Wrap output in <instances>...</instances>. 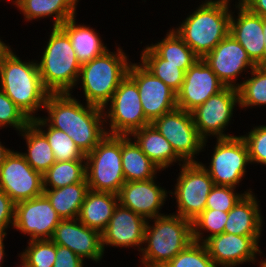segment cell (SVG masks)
<instances>
[{"label": "cell", "mask_w": 266, "mask_h": 267, "mask_svg": "<svg viewBox=\"0 0 266 267\" xmlns=\"http://www.w3.org/2000/svg\"><path fill=\"white\" fill-rule=\"evenodd\" d=\"M72 93H50L44 105L48 116L43 119L66 132L86 156L107 135L104 112L86 102L84 106Z\"/></svg>", "instance_id": "1"}, {"label": "cell", "mask_w": 266, "mask_h": 267, "mask_svg": "<svg viewBox=\"0 0 266 267\" xmlns=\"http://www.w3.org/2000/svg\"><path fill=\"white\" fill-rule=\"evenodd\" d=\"M0 89L30 120L37 117L39 109H44L50 94L43 85L37 62L23 61L11 47L0 58Z\"/></svg>", "instance_id": "2"}, {"label": "cell", "mask_w": 266, "mask_h": 267, "mask_svg": "<svg viewBox=\"0 0 266 267\" xmlns=\"http://www.w3.org/2000/svg\"><path fill=\"white\" fill-rule=\"evenodd\" d=\"M230 0H205L181 24L172 28L202 59L230 32Z\"/></svg>", "instance_id": "3"}, {"label": "cell", "mask_w": 266, "mask_h": 267, "mask_svg": "<svg viewBox=\"0 0 266 267\" xmlns=\"http://www.w3.org/2000/svg\"><path fill=\"white\" fill-rule=\"evenodd\" d=\"M192 242L190 220L175 213L157 216L147 220L140 262L144 267H163Z\"/></svg>", "instance_id": "4"}, {"label": "cell", "mask_w": 266, "mask_h": 267, "mask_svg": "<svg viewBox=\"0 0 266 267\" xmlns=\"http://www.w3.org/2000/svg\"><path fill=\"white\" fill-rule=\"evenodd\" d=\"M116 49V52L107 50L90 62L81 65L76 85L81 84L87 104L104 108L113 97L120 82L127 76L131 63L129 56L121 47Z\"/></svg>", "instance_id": "5"}, {"label": "cell", "mask_w": 266, "mask_h": 267, "mask_svg": "<svg viewBox=\"0 0 266 267\" xmlns=\"http://www.w3.org/2000/svg\"><path fill=\"white\" fill-rule=\"evenodd\" d=\"M41 60L36 61L44 87L50 93H71L75 89L81 65L68 35L53 27Z\"/></svg>", "instance_id": "6"}, {"label": "cell", "mask_w": 266, "mask_h": 267, "mask_svg": "<svg viewBox=\"0 0 266 267\" xmlns=\"http://www.w3.org/2000/svg\"><path fill=\"white\" fill-rule=\"evenodd\" d=\"M85 161L89 189L118 195L126 182L122 170L121 135L107 134L85 156Z\"/></svg>", "instance_id": "7"}, {"label": "cell", "mask_w": 266, "mask_h": 267, "mask_svg": "<svg viewBox=\"0 0 266 267\" xmlns=\"http://www.w3.org/2000/svg\"><path fill=\"white\" fill-rule=\"evenodd\" d=\"M109 102L103 108L105 127L109 124L110 128L106 127L107 134L129 136L151 124L143 112L139 89L128 75L120 82Z\"/></svg>", "instance_id": "8"}, {"label": "cell", "mask_w": 266, "mask_h": 267, "mask_svg": "<svg viewBox=\"0 0 266 267\" xmlns=\"http://www.w3.org/2000/svg\"><path fill=\"white\" fill-rule=\"evenodd\" d=\"M180 167L174 191L169 195H175L176 215L192 222L205 210L214 182L199 162L184 163Z\"/></svg>", "instance_id": "9"}, {"label": "cell", "mask_w": 266, "mask_h": 267, "mask_svg": "<svg viewBox=\"0 0 266 267\" xmlns=\"http://www.w3.org/2000/svg\"><path fill=\"white\" fill-rule=\"evenodd\" d=\"M216 141L209 166L199 163L213 179L214 185L236 188L244 179L247 165L251 164L247 144L241 136Z\"/></svg>", "instance_id": "10"}, {"label": "cell", "mask_w": 266, "mask_h": 267, "mask_svg": "<svg viewBox=\"0 0 266 267\" xmlns=\"http://www.w3.org/2000/svg\"><path fill=\"white\" fill-rule=\"evenodd\" d=\"M151 124L169 141L175 153L185 163L199 162L195 160V156L204 151L208 140L199 135L191 112L176 108Z\"/></svg>", "instance_id": "11"}, {"label": "cell", "mask_w": 266, "mask_h": 267, "mask_svg": "<svg viewBox=\"0 0 266 267\" xmlns=\"http://www.w3.org/2000/svg\"><path fill=\"white\" fill-rule=\"evenodd\" d=\"M236 104L239 106L238 90L225 87L194 109L191 113L199 135L204 140L212 136L216 139L234 137L229 133L225 134L224 131L227 129L226 126L231 124Z\"/></svg>", "instance_id": "12"}, {"label": "cell", "mask_w": 266, "mask_h": 267, "mask_svg": "<svg viewBox=\"0 0 266 267\" xmlns=\"http://www.w3.org/2000/svg\"><path fill=\"white\" fill-rule=\"evenodd\" d=\"M0 189L15 203L43 195V175L19 152L12 150L0 166Z\"/></svg>", "instance_id": "13"}, {"label": "cell", "mask_w": 266, "mask_h": 267, "mask_svg": "<svg viewBox=\"0 0 266 267\" xmlns=\"http://www.w3.org/2000/svg\"><path fill=\"white\" fill-rule=\"evenodd\" d=\"M127 75L139 89L143 112L150 123L177 108V93L156 78L140 62H131Z\"/></svg>", "instance_id": "14"}, {"label": "cell", "mask_w": 266, "mask_h": 267, "mask_svg": "<svg viewBox=\"0 0 266 267\" xmlns=\"http://www.w3.org/2000/svg\"><path fill=\"white\" fill-rule=\"evenodd\" d=\"M61 220L51 202L43 194L16 203L13 228L28 235L29 240L51 239Z\"/></svg>", "instance_id": "15"}, {"label": "cell", "mask_w": 266, "mask_h": 267, "mask_svg": "<svg viewBox=\"0 0 266 267\" xmlns=\"http://www.w3.org/2000/svg\"><path fill=\"white\" fill-rule=\"evenodd\" d=\"M225 87L238 88L239 75L256 65L245 49L229 33L211 52L202 58Z\"/></svg>", "instance_id": "16"}, {"label": "cell", "mask_w": 266, "mask_h": 267, "mask_svg": "<svg viewBox=\"0 0 266 267\" xmlns=\"http://www.w3.org/2000/svg\"><path fill=\"white\" fill-rule=\"evenodd\" d=\"M259 239L222 233L208 238L203 244L216 267H237L247 262L256 263V255H262Z\"/></svg>", "instance_id": "17"}, {"label": "cell", "mask_w": 266, "mask_h": 267, "mask_svg": "<svg viewBox=\"0 0 266 267\" xmlns=\"http://www.w3.org/2000/svg\"><path fill=\"white\" fill-rule=\"evenodd\" d=\"M225 88L203 59H198L186 72L177 92V108L192 112L209 97Z\"/></svg>", "instance_id": "18"}, {"label": "cell", "mask_w": 266, "mask_h": 267, "mask_svg": "<svg viewBox=\"0 0 266 267\" xmlns=\"http://www.w3.org/2000/svg\"><path fill=\"white\" fill-rule=\"evenodd\" d=\"M51 240L56 245L69 248L83 261L88 258L97 263L104 256L101 233L85 226L78 218L62 219Z\"/></svg>", "instance_id": "19"}, {"label": "cell", "mask_w": 266, "mask_h": 267, "mask_svg": "<svg viewBox=\"0 0 266 267\" xmlns=\"http://www.w3.org/2000/svg\"><path fill=\"white\" fill-rule=\"evenodd\" d=\"M146 224L145 218L118 203L106 229L101 233L103 251L107 246H135L141 252Z\"/></svg>", "instance_id": "20"}, {"label": "cell", "mask_w": 266, "mask_h": 267, "mask_svg": "<svg viewBox=\"0 0 266 267\" xmlns=\"http://www.w3.org/2000/svg\"><path fill=\"white\" fill-rule=\"evenodd\" d=\"M155 178L125 182L118 194L119 203L146 220L164 215L161 209L169 191L157 185ZM160 210V211H159Z\"/></svg>", "instance_id": "21"}, {"label": "cell", "mask_w": 266, "mask_h": 267, "mask_svg": "<svg viewBox=\"0 0 266 267\" xmlns=\"http://www.w3.org/2000/svg\"><path fill=\"white\" fill-rule=\"evenodd\" d=\"M234 9H237L238 16L231 11L229 33L241 44L256 66H263V18L252 13L240 1L235 4Z\"/></svg>", "instance_id": "22"}, {"label": "cell", "mask_w": 266, "mask_h": 267, "mask_svg": "<svg viewBox=\"0 0 266 267\" xmlns=\"http://www.w3.org/2000/svg\"><path fill=\"white\" fill-rule=\"evenodd\" d=\"M257 197L253 192L245 194L228 212L224 233L261 237L263 217Z\"/></svg>", "instance_id": "23"}, {"label": "cell", "mask_w": 266, "mask_h": 267, "mask_svg": "<svg viewBox=\"0 0 266 267\" xmlns=\"http://www.w3.org/2000/svg\"><path fill=\"white\" fill-rule=\"evenodd\" d=\"M145 155L161 170L185 162L175 153L169 141L152 125L133 131L130 135Z\"/></svg>", "instance_id": "24"}, {"label": "cell", "mask_w": 266, "mask_h": 267, "mask_svg": "<svg viewBox=\"0 0 266 267\" xmlns=\"http://www.w3.org/2000/svg\"><path fill=\"white\" fill-rule=\"evenodd\" d=\"M60 28L68 35L80 65L109 50L95 29L89 25H77L76 16L66 20Z\"/></svg>", "instance_id": "25"}, {"label": "cell", "mask_w": 266, "mask_h": 267, "mask_svg": "<svg viewBox=\"0 0 266 267\" xmlns=\"http://www.w3.org/2000/svg\"><path fill=\"white\" fill-rule=\"evenodd\" d=\"M119 203L117 194L89 190L81 206L78 220L102 233Z\"/></svg>", "instance_id": "26"}, {"label": "cell", "mask_w": 266, "mask_h": 267, "mask_svg": "<svg viewBox=\"0 0 266 267\" xmlns=\"http://www.w3.org/2000/svg\"><path fill=\"white\" fill-rule=\"evenodd\" d=\"M79 0H22L16 5L25 21L53 17V27H60L66 20L76 16Z\"/></svg>", "instance_id": "27"}, {"label": "cell", "mask_w": 266, "mask_h": 267, "mask_svg": "<svg viewBox=\"0 0 266 267\" xmlns=\"http://www.w3.org/2000/svg\"><path fill=\"white\" fill-rule=\"evenodd\" d=\"M121 156L126 182L152 179L161 171L130 136L121 135Z\"/></svg>", "instance_id": "28"}, {"label": "cell", "mask_w": 266, "mask_h": 267, "mask_svg": "<svg viewBox=\"0 0 266 267\" xmlns=\"http://www.w3.org/2000/svg\"><path fill=\"white\" fill-rule=\"evenodd\" d=\"M87 180L56 189H44L43 194L62 219L78 218L89 191Z\"/></svg>", "instance_id": "29"}, {"label": "cell", "mask_w": 266, "mask_h": 267, "mask_svg": "<svg viewBox=\"0 0 266 267\" xmlns=\"http://www.w3.org/2000/svg\"><path fill=\"white\" fill-rule=\"evenodd\" d=\"M26 141V152H20L27 163L42 175L56 162L46 136L30 122L20 133Z\"/></svg>", "instance_id": "30"}, {"label": "cell", "mask_w": 266, "mask_h": 267, "mask_svg": "<svg viewBox=\"0 0 266 267\" xmlns=\"http://www.w3.org/2000/svg\"><path fill=\"white\" fill-rule=\"evenodd\" d=\"M162 59L173 65H182V70L186 72L198 59L193 50L170 29L166 36L155 44L149 45Z\"/></svg>", "instance_id": "31"}, {"label": "cell", "mask_w": 266, "mask_h": 267, "mask_svg": "<svg viewBox=\"0 0 266 267\" xmlns=\"http://www.w3.org/2000/svg\"><path fill=\"white\" fill-rule=\"evenodd\" d=\"M140 52L141 64L177 93L184 82L185 72L182 65L167 63L149 45Z\"/></svg>", "instance_id": "32"}, {"label": "cell", "mask_w": 266, "mask_h": 267, "mask_svg": "<svg viewBox=\"0 0 266 267\" xmlns=\"http://www.w3.org/2000/svg\"><path fill=\"white\" fill-rule=\"evenodd\" d=\"M31 122L46 136L56 161L85 160V155L66 132L52 128L42 116Z\"/></svg>", "instance_id": "33"}, {"label": "cell", "mask_w": 266, "mask_h": 267, "mask_svg": "<svg viewBox=\"0 0 266 267\" xmlns=\"http://www.w3.org/2000/svg\"><path fill=\"white\" fill-rule=\"evenodd\" d=\"M86 179V161H56L43 174V189H56Z\"/></svg>", "instance_id": "34"}, {"label": "cell", "mask_w": 266, "mask_h": 267, "mask_svg": "<svg viewBox=\"0 0 266 267\" xmlns=\"http://www.w3.org/2000/svg\"><path fill=\"white\" fill-rule=\"evenodd\" d=\"M250 73L237 88L239 107L243 109L266 105V66H256Z\"/></svg>", "instance_id": "35"}, {"label": "cell", "mask_w": 266, "mask_h": 267, "mask_svg": "<svg viewBox=\"0 0 266 267\" xmlns=\"http://www.w3.org/2000/svg\"><path fill=\"white\" fill-rule=\"evenodd\" d=\"M228 212L215 209H205L192 221L193 241L204 243L208 238L224 233ZM206 234L205 237L203 234Z\"/></svg>", "instance_id": "36"}, {"label": "cell", "mask_w": 266, "mask_h": 267, "mask_svg": "<svg viewBox=\"0 0 266 267\" xmlns=\"http://www.w3.org/2000/svg\"><path fill=\"white\" fill-rule=\"evenodd\" d=\"M19 255L32 267H53L56 244L51 239L29 240L28 246Z\"/></svg>", "instance_id": "37"}, {"label": "cell", "mask_w": 266, "mask_h": 267, "mask_svg": "<svg viewBox=\"0 0 266 267\" xmlns=\"http://www.w3.org/2000/svg\"><path fill=\"white\" fill-rule=\"evenodd\" d=\"M163 267H216L203 243L192 242Z\"/></svg>", "instance_id": "38"}, {"label": "cell", "mask_w": 266, "mask_h": 267, "mask_svg": "<svg viewBox=\"0 0 266 267\" xmlns=\"http://www.w3.org/2000/svg\"><path fill=\"white\" fill-rule=\"evenodd\" d=\"M235 189L231 186L214 185L207 197L205 209L229 212L245 194L252 192L250 188L244 193L235 192Z\"/></svg>", "instance_id": "39"}, {"label": "cell", "mask_w": 266, "mask_h": 267, "mask_svg": "<svg viewBox=\"0 0 266 267\" xmlns=\"http://www.w3.org/2000/svg\"><path fill=\"white\" fill-rule=\"evenodd\" d=\"M30 122L24 112L0 89V129L12 126L20 133Z\"/></svg>", "instance_id": "40"}, {"label": "cell", "mask_w": 266, "mask_h": 267, "mask_svg": "<svg viewBox=\"0 0 266 267\" xmlns=\"http://www.w3.org/2000/svg\"><path fill=\"white\" fill-rule=\"evenodd\" d=\"M241 137L247 144L251 164L266 165V125L255 126Z\"/></svg>", "instance_id": "41"}, {"label": "cell", "mask_w": 266, "mask_h": 267, "mask_svg": "<svg viewBox=\"0 0 266 267\" xmlns=\"http://www.w3.org/2000/svg\"><path fill=\"white\" fill-rule=\"evenodd\" d=\"M15 205L16 203L0 189V234H7L10 226L13 227Z\"/></svg>", "instance_id": "42"}, {"label": "cell", "mask_w": 266, "mask_h": 267, "mask_svg": "<svg viewBox=\"0 0 266 267\" xmlns=\"http://www.w3.org/2000/svg\"><path fill=\"white\" fill-rule=\"evenodd\" d=\"M53 267H83L85 262L67 247L56 245V258Z\"/></svg>", "instance_id": "43"}, {"label": "cell", "mask_w": 266, "mask_h": 267, "mask_svg": "<svg viewBox=\"0 0 266 267\" xmlns=\"http://www.w3.org/2000/svg\"><path fill=\"white\" fill-rule=\"evenodd\" d=\"M252 13L266 18V0H238Z\"/></svg>", "instance_id": "44"}, {"label": "cell", "mask_w": 266, "mask_h": 267, "mask_svg": "<svg viewBox=\"0 0 266 267\" xmlns=\"http://www.w3.org/2000/svg\"><path fill=\"white\" fill-rule=\"evenodd\" d=\"M11 151L12 149L6 148L5 145H2V142H0V166L4 163Z\"/></svg>", "instance_id": "45"}, {"label": "cell", "mask_w": 266, "mask_h": 267, "mask_svg": "<svg viewBox=\"0 0 266 267\" xmlns=\"http://www.w3.org/2000/svg\"><path fill=\"white\" fill-rule=\"evenodd\" d=\"M7 234H0V267H2V263L4 262L3 259L6 255L5 253V247H4V240Z\"/></svg>", "instance_id": "46"}, {"label": "cell", "mask_w": 266, "mask_h": 267, "mask_svg": "<svg viewBox=\"0 0 266 267\" xmlns=\"http://www.w3.org/2000/svg\"><path fill=\"white\" fill-rule=\"evenodd\" d=\"M263 34L265 40V48L263 51V66H266V18H263Z\"/></svg>", "instance_id": "47"}, {"label": "cell", "mask_w": 266, "mask_h": 267, "mask_svg": "<svg viewBox=\"0 0 266 267\" xmlns=\"http://www.w3.org/2000/svg\"><path fill=\"white\" fill-rule=\"evenodd\" d=\"M9 44L7 45L6 43H4V41H2L0 39V58L2 56V54L9 48Z\"/></svg>", "instance_id": "48"}, {"label": "cell", "mask_w": 266, "mask_h": 267, "mask_svg": "<svg viewBox=\"0 0 266 267\" xmlns=\"http://www.w3.org/2000/svg\"><path fill=\"white\" fill-rule=\"evenodd\" d=\"M19 257L21 258L20 259L21 265L17 267H32L22 256L19 255Z\"/></svg>", "instance_id": "49"}, {"label": "cell", "mask_w": 266, "mask_h": 267, "mask_svg": "<svg viewBox=\"0 0 266 267\" xmlns=\"http://www.w3.org/2000/svg\"><path fill=\"white\" fill-rule=\"evenodd\" d=\"M258 263L260 267H266V258L264 260H260Z\"/></svg>", "instance_id": "50"}, {"label": "cell", "mask_w": 266, "mask_h": 267, "mask_svg": "<svg viewBox=\"0 0 266 267\" xmlns=\"http://www.w3.org/2000/svg\"><path fill=\"white\" fill-rule=\"evenodd\" d=\"M13 1L14 5H17L18 3H20L22 0H11V2Z\"/></svg>", "instance_id": "51"}]
</instances>
